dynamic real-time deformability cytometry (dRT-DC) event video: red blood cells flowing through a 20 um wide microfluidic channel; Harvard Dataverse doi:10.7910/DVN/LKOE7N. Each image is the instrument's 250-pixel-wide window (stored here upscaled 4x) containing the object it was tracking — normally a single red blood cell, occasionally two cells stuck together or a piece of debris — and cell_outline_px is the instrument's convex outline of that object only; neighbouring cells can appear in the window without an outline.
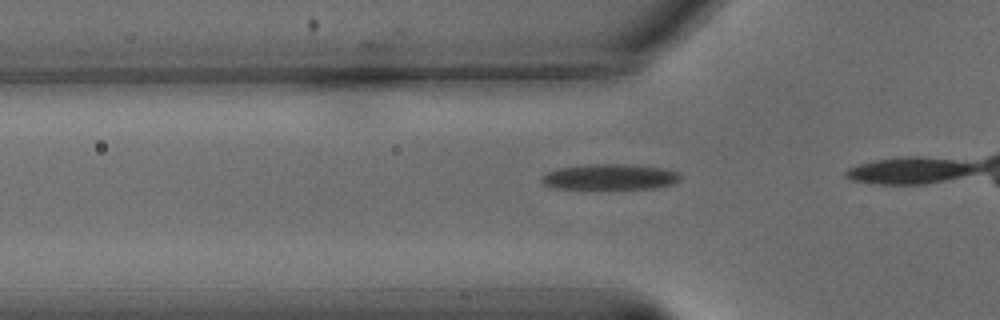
{"species": "common noctule bat (a hibernating species)", "species_latin": "Nyctalus noctula", "temperature_condition": "warm", "stored_images_in_passage": 10, "camera_frame_rate_fps": 3000, "um_per_image_px": 0.085, "animal": {"sex": "male", "body_mass_g": 15.6}, "frame": {"image": 1, "passage_image": 5, "time_ms": 1.333, "image_size_px": [1000, 320], "cell_outline_px": [[680, 180], [672, 184], [656, 188], [552, 188], [544, 184], [540, 180], [540, 176], [556, 168], [584, 164], [636, 164], [668, 168], [680, 172]], "centroid_in_image_um": [51.87, 15.01], "position_along_channel_um": 73.9, "area_um2": 21.1}}
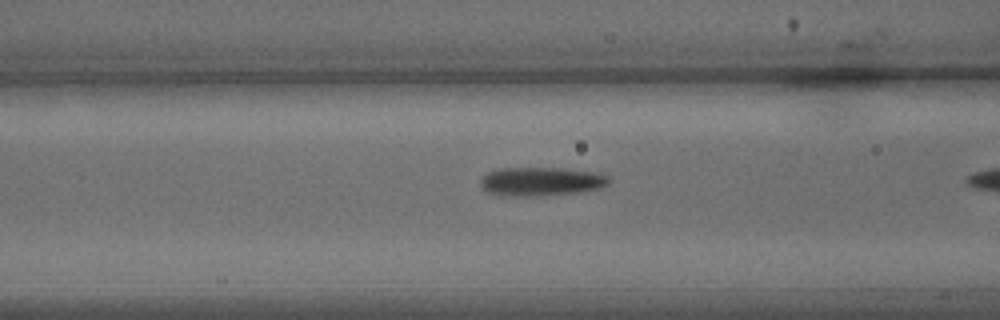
{"frame": {"image": 2, "passage_image": 9, "time_ms": 2.667, "image_size_px": [1000, 320], "cell_outline_px": [[612, 180], [608, 184], [600, 188], [580, 192], [536, 196], [496, 196], [488, 192], [480, 184], [480, 180], [488, 172], [500, 168], [560, 168], [600, 172], [608, 176]], "centroid_in_image_um": [46.02, 15.43], "position_along_channel_um": 120.6, "area_um2": 21.79}}